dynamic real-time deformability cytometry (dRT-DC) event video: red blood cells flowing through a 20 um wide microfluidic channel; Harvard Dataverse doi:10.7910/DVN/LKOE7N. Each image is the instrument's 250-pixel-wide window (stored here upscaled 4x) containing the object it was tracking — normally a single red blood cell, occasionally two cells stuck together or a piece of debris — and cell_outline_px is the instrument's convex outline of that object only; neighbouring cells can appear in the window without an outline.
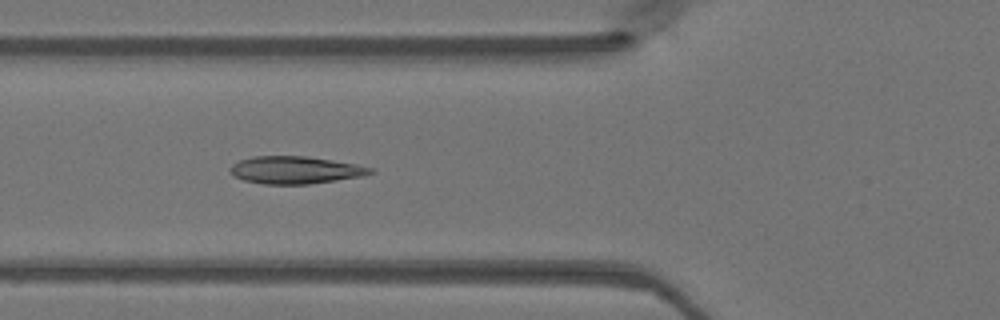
{"species": "Egyptian fruit bat (a non-hibernating species)", "species_latin": "Rousettus aegyptiacus", "temperature_condition": "warm", "stored_images_in_passage": 48, "camera_frame_rate_fps": 3000, "um_per_image_px": 0.085, "animal": {"sex": "female"}, "frame": {"image": 1, "passage_image": 18, "time_ms": 5.667, "image_size_px": [1000, 320], "cell_outline_px": [[376, 172], [364, 176], [308, 184], [264, 184], [244, 180], [232, 176], [232, 164], [240, 160], [252, 156], [308, 156], [356, 164], [372, 168]], "centroid_in_image_um": [25.12, 14.45], "position_along_channel_um": 100.7, "area_um2": 22.37}}
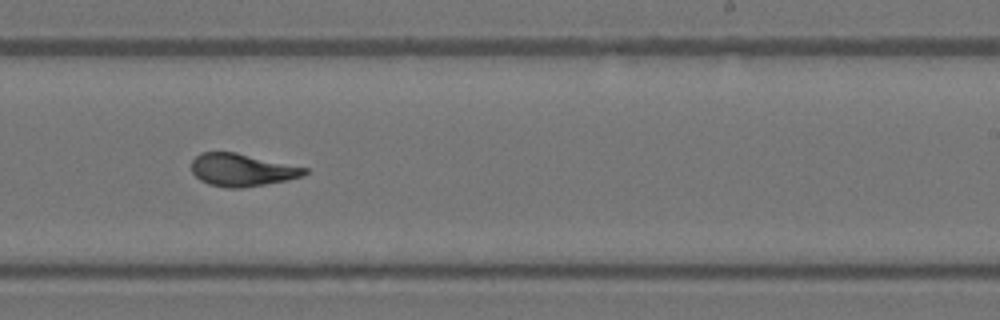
{"frame": {"image": 2, "passage_image": 30, "time_ms": 9.667, "image_size_px": [1000, 320], "cell_outline_px": [[308, 172], [304, 176], [288, 180], [240, 188], [228, 188], [208, 184], [200, 180], [192, 172], [192, 160], [200, 152], [236, 152], [308, 168]], "centroid_in_image_um": [20.57, 14.44], "position_along_channel_um": 268.4, "area_um2": 21.5}}
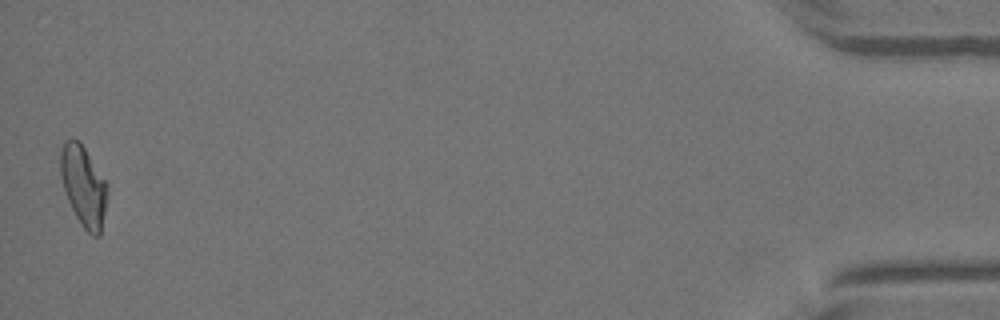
{"frame": {"image": 3, "passage_image": 48, "time_ms": 15.667, "image_size_px": [1000, 320], "cell_outline_px": [[108, 184], [104, 212], [100, 236], [92, 236], [84, 228], [76, 216], [68, 200], [60, 176], [60, 148], [64, 140], [80, 140]], "centroid_in_image_um": [7.09, 15.77], "position_along_channel_um": 428.1, "area_um2": 21.85}}